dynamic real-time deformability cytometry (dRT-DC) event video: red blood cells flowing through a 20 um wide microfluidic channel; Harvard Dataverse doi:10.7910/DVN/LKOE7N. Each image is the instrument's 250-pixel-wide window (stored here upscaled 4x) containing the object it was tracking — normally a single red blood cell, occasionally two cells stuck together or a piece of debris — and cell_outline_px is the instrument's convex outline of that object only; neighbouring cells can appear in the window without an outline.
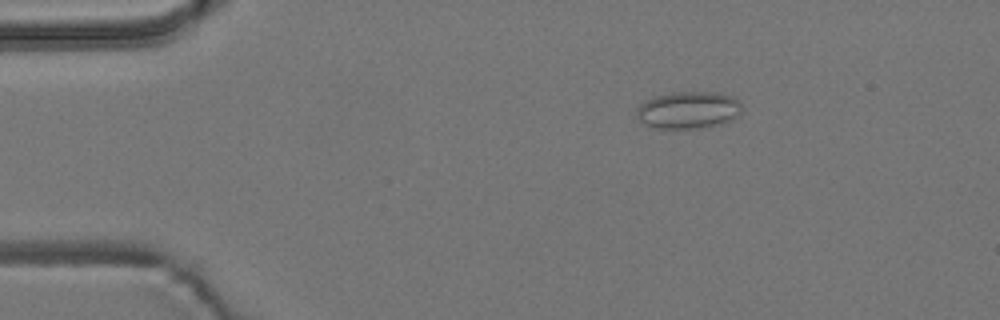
{"species": "common noctule bat (a hibernating species)", "species_latin": "Nyctalus noctula", "temperature_condition": "room temperature", "stored_images_in_passage": 4, "camera_frame_rate_fps": 3000, "um_per_image_px": 0.085, "animal": {"sex": "male", "body_mass_g": 19.2, "forearm_length_mm": 51.8}, "frame": {"image": 1, "passage_image": 3, "time_ms": 2.667, "image_size_px": [1000, 320], "cell_outline_px": [[740, 116], [716, 124], [700, 128], [656, 128], [640, 120], [636, 116], [636, 108], [640, 104], [652, 96], [672, 92], [720, 92], [732, 96], [740, 104]], "centroid_in_image_um": [58.48, 9.33], "position_along_channel_um": 26.5, "area_um2": 22.66}}